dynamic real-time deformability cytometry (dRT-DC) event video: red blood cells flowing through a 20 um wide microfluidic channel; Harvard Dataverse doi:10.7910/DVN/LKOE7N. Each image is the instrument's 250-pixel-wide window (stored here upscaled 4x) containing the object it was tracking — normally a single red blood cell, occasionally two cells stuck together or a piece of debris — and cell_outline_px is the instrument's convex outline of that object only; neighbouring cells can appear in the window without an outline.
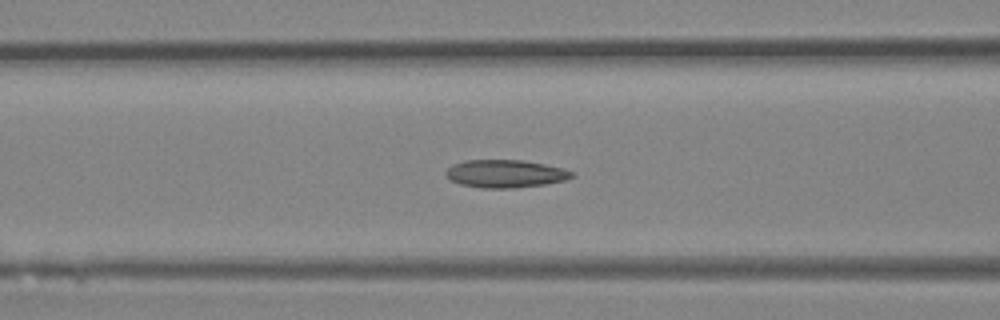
{"species": "Egyptian fruit bat (a non-hibernating species)", "species_latin": "Rousettus aegyptiacus", "temperature_condition": "room temperature", "stored_images_in_passage": 42, "camera_frame_rate_fps": 3000, "um_per_image_px": 0.085, "animal": {"sex": "female"}, "frame": {"image": 1, "passage_image": 17, "time_ms": 5.333, "image_size_px": [1000, 320], "cell_outline_px": [[576, 176], [568, 180], [544, 184], [516, 188], [480, 188], [460, 184], [448, 180], [444, 176], [444, 172], [452, 164], [464, 160], [524, 160], [564, 168], [576, 172]], "centroid_in_image_um": [42.96, 14.77], "position_along_channel_um": 123.6, "area_um2": 20.92}}
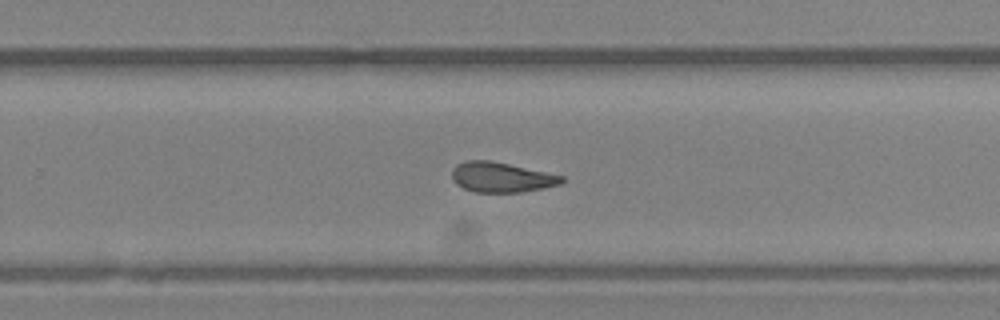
{"frame": {"image": 2, "passage_image": 27, "time_ms": 8.667, "image_size_px": [1000, 320], "cell_outline_px": [[564, 180], [560, 184], [544, 188], [520, 192], [476, 192], [464, 188], [456, 184], [452, 180], [452, 168], [456, 164], [464, 160], [492, 160], [564, 176]], "centroid_in_image_um": [42.58, 15.05], "position_along_channel_um": 287.2, "area_um2": 19.31}}
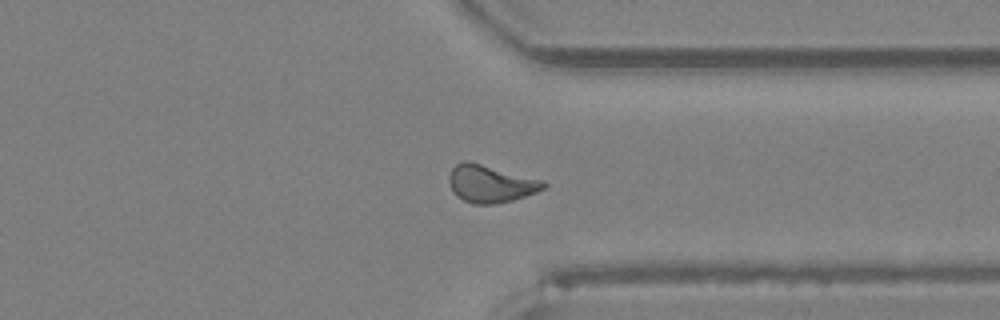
{"frame": {"image": 3, "passage_image": 32, "time_ms": 10.333, "image_size_px": [1000, 320], "cell_outline_px": [[548, 184], [544, 188], [536, 192], [512, 200], [492, 204], [472, 204], [456, 196], [452, 192], [448, 180], [448, 176], [452, 168], [456, 164], [464, 160], [468, 160], [544, 180]], "centroid_in_image_um": [41.67, 15.6], "position_along_channel_um": 369.7, "area_um2": 20.75}}